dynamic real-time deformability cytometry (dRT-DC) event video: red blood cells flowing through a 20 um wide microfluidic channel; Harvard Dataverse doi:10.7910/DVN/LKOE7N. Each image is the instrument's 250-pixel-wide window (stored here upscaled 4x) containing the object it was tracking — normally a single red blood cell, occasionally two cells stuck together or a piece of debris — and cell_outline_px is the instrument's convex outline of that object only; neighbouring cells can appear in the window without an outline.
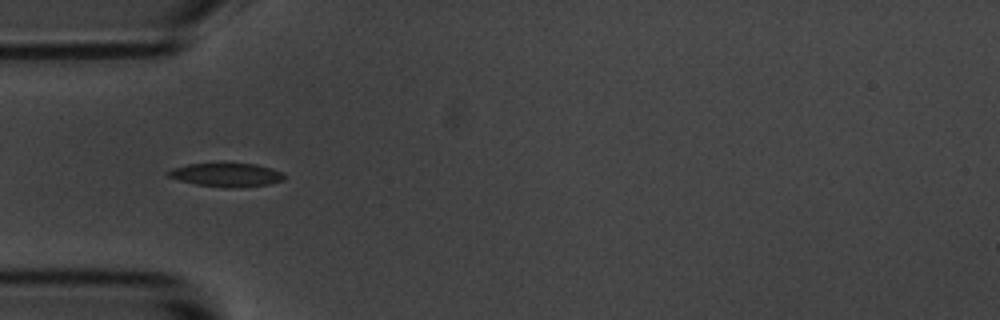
{"species": "common noctule bat (a hibernating species)", "species_latin": "Nyctalus noctula", "temperature_condition": "room temperature", "stored_images_in_passage": 20, "camera_frame_rate_fps": 3000, "um_per_image_px": 0.085, "animal": {"sex": "male", "body_mass_g": 20.1, "forearm_length_mm": 53.5}, "frame": {"image": 1, "passage_image": 4, "time_ms": 1.0, "image_size_px": [1000, 320], "cell_outline_px": [[284, 180], [268, 184], [232, 188], [224, 188], [196, 184], [180, 180], [168, 176], [164, 172], [172, 168], [188, 164], [256, 164], [280, 172], [284, 176]], "centroid_in_image_um": [19.19, 14.87], "position_along_channel_um": 65.8, "area_um2": 15.66}}